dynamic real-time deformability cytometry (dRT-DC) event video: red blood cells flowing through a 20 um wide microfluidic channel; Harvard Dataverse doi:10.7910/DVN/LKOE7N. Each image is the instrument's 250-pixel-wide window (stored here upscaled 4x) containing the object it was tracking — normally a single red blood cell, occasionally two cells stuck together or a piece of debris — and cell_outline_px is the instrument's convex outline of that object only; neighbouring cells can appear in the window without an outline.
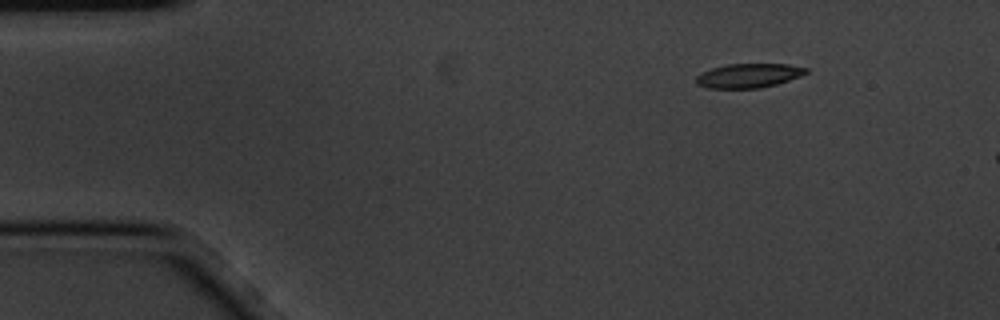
{"species": "common noctule bat (a hibernating species)", "species_latin": "Nyctalus noctula", "temperature_condition": "cold", "stored_images_in_passage": 3, "camera_frame_rate_fps": 3000, "um_per_image_px": 0.085, "animal": {"sex": "male", "body_mass_g": 20.1, "forearm_length_mm": 53.5}, "frame": {"image": 1, "passage_image": 1, "time_ms": 0.0, "image_size_px": [1000, 320], "cell_outline_px": [[808, 72], [800, 76], [776, 84], [760, 88], [708, 88], [696, 84], [696, 76], [700, 72], [712, 68], [728, 64], [788, 64], [808, 68]], "centroid_in_image_um": [63.61, 6.42], "position_along_channel_um": 21.4, "area_um2": 15.49}}